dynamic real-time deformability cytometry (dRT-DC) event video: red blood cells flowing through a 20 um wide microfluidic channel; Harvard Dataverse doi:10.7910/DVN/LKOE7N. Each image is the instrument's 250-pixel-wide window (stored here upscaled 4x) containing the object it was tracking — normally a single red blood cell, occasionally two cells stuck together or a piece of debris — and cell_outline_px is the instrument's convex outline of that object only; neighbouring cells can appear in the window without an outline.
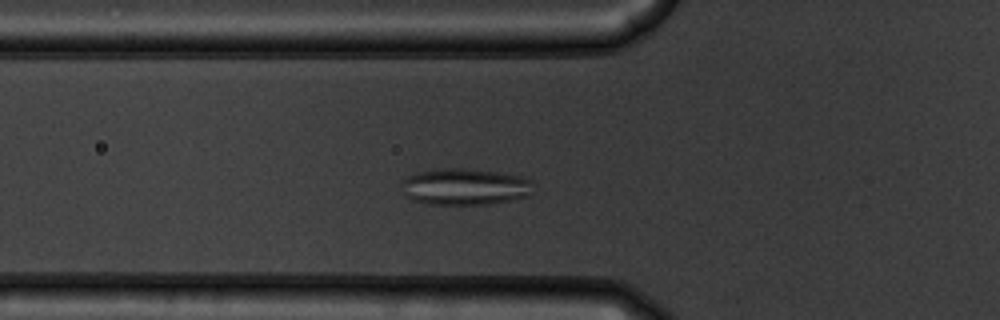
{"species": "common noctule bat (a hibernating species)", "species_latin": "Nyctalus noctula", "temperature_condition": "warm", "stored_images_in_passage": 50, "camera_frame_rate_fps": 3000, "um_per_image_px": 0.085, "animal": {"sex": "male", "body_mass_g": 19.5, "forearm_length_mm": 54.6}, "frame": {"image": 1, "passage_image": 15, "time_ms": 4.667, "image_size_px": [1000, 320], "cell_outline_px": [[532, 180], [528, 196], [512, 200], [492, 204], [428, 204], [412, 200], [404, 196], [400, 184], [400, 180], [416, 172], [440, 168], [468, 168], [496, 172], [520, 176]], "centroid_in_image_um": [39.44, 15.87], "position_along_channel_um": 86.4, "area_um2": 28.32}}
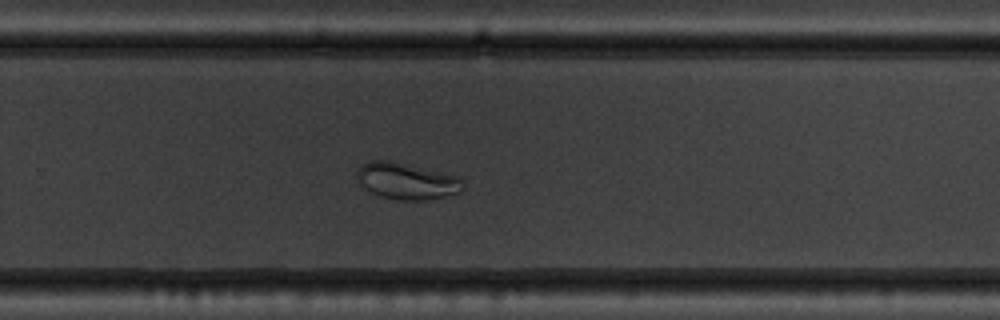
{"frame": {"image": 2, "passage_image": 32, "time_ms": 10.333, "image_size_px": [1000, 320], "cell_outline_px": [[464, 188], [460, 192], [444, 196], [424, 200], [400, 200], [380, 196], [368, 192], [360, 184], [356, 176], [356, 172], [368, 160], [388, 160], [460, 176], [464, 184]], "centroid_in_image_um": [34.56, 15.39], "position_along_channel_um": 295.2, "area_um2": 22.6}}
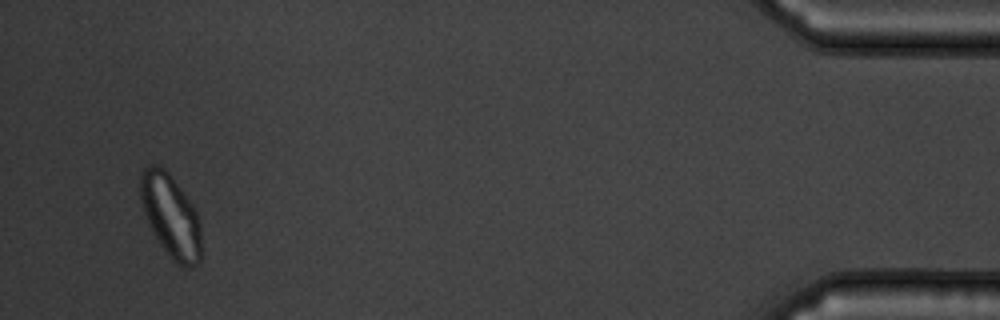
{"frame": {"image": 3, "passage_image": 48, "time_ms": 15.667, "image_size_px": [1000, 320], "cell_outline_px": [[200, 264], [192, 268], [184, 268], [176, 264], [168, 256], [152, 232], [148, 224], [140, 200], [140, 172], [144, 168], [152, 164], [156, 164], [164, 168], [168, 172], [192, 204], [200, 220]], "centroid_in_image_um": [14.5, 18.39], "position_along_channel_um": 420.7, "area_um2": 29.71}}